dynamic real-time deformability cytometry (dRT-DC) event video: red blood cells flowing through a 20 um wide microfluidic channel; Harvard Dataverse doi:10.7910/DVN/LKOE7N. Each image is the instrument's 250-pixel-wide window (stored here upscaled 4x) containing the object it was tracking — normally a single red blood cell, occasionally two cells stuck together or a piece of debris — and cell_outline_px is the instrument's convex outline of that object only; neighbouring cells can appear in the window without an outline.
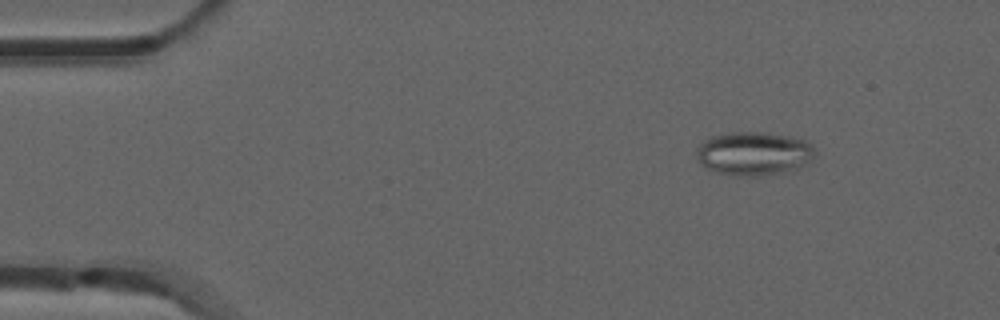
{"species": "common noctule bat (a hibernating species)", "species_latin": "Nyctalus noctula", "temperature_condition": "room temperature", "stored_images_in_passage": 3, "camera_frame_rate_fps": 3000, "um_per_image_px": 0.085, "animal": {"sex": "male", "forearm_length_mm": 52.5}, "frame": {"image": 1, "passage_image": 1, "time_ms": 0.0, "image_size_px": [1000, 320], "cell_outline_px": [[816, 152], [800, 168], [784, 172], [760, 176], [732, 176], [708, 168], [700, 164], [696, 156], [696, 152], [700, 144], [704, 140], [712, 136], [732, 132], [764, 132], [788, 136], [808, 140], [812, 144]], "centroid_in_image_um": [64.08, 13.05], "position_along_channel_um": 20.9, "area_um2": 30.17}}